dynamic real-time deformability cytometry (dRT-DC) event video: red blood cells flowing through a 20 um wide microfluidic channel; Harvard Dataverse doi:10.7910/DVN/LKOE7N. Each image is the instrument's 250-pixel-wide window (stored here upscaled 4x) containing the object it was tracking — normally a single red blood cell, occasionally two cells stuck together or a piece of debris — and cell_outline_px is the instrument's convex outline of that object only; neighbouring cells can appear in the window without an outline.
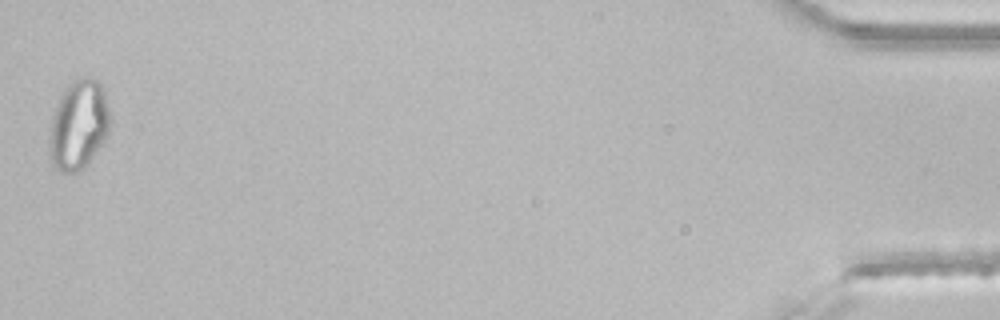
{"species": "common noctule bat (a hibernating species)", "species_latin": "Nyctalus noctula", "temperature_condition": "room temperature", "stored_images_in_passage": 37, "segment_of_instrument_passage": [2, 2], "camera_frame_rate_fps": 3000, "um_per_image_px": 0.085, "animal": {"sex": "male", "body_mass_g": 21.5, "forearm_length_mm": 52.0}, "frame": {"image": 1, "passage_image": 37, "time_ms": 12.0, "image_size_px": [1000, 320], "cell_outline_px": [[112, 120], [108, 132], [104, 140], [84, 168], [76, 172], [60, 172], [52, 164], [48, 148], [48, 140], [52, 120], [60, 96], [68, 84], [72, 80], [80, 76], [92, 76], [104, 88], [112, 116]], "centroid_in_image_um": [6.7, 10.58], "position_along_channel_um": 428.5, "area_um2": 32.08}}